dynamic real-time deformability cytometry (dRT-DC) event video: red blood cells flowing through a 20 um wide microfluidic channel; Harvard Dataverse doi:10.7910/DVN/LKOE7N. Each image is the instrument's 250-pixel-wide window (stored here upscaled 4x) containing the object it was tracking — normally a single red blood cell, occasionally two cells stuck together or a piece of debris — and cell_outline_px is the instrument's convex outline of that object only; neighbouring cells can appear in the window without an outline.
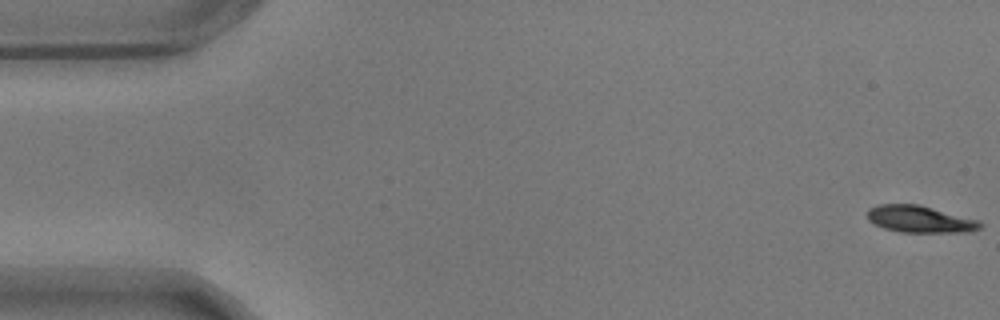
{"species": "common noctule bat (a hibernating species)", "species_latin": "Nyctalus noctula", "temperature_condition": "warm", "stored_images_in_passage": 58, "camera_frame_rate_fps": 3000, "um_per_image_px": 0.085, "animal": {"sex": "male", "body_mass_g": 17.9}, "frame": {"image": 1, "passage_image": 1, "time_ms": 0.0, "image_size_px": [1000, 320], "cell_outline_px": [[984, 224], [980, 228], [968, 232], [900, 232], [884, 228], [868, 220], [868, 208], [876, 204], [920, 204], [980, 220]], "centroid_in_image_um": [78.22, 18.62], "position_along_channel_um": 6.8, "area_um2": 17.86}}
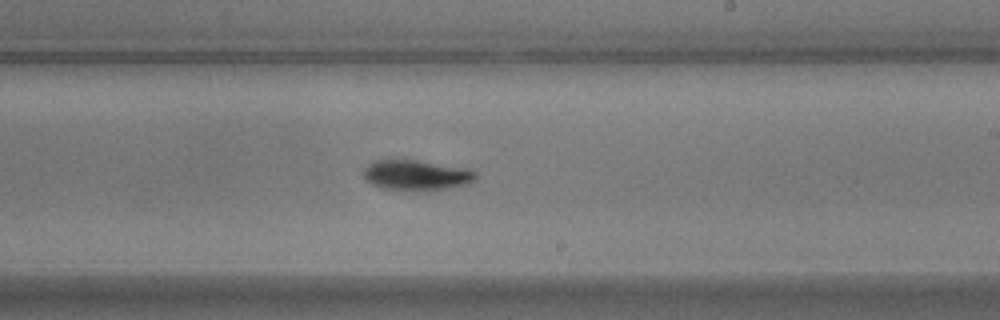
{"frame": {"image": 2, "passage_image": 34, "time_ms": 11.0, "image_size_px": [1000, 320], "cell_outline_px": [[476, 180], [468, 184], [428, 192], [420, 192], [384, 188], [372, 184], [364, 176], [364, 168], [372, 160], [416, 160], [468, 168], [476, 172]], "centroid_in_image_um": [35.43, 14.9], "position_along_channel_um": 253.6, "area_um2": 20.11}}
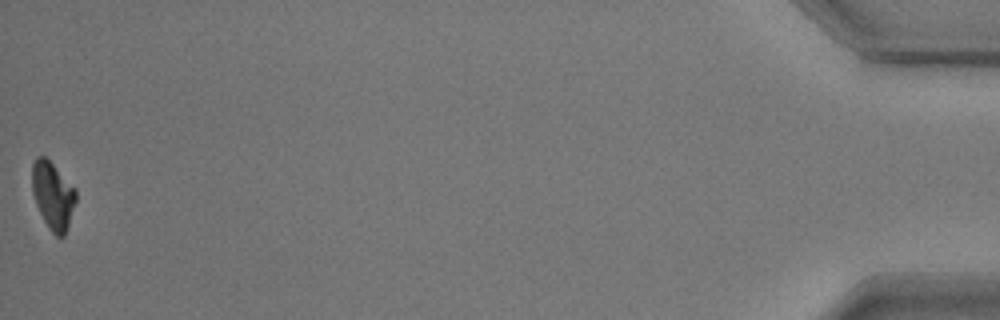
{"frame": {"image": 3, "passage_image": 58, "time_ms": 19.0, "image_size_px": [1000, 320], "cell_outline_px": [[76, 200], [64, 236], [56, 236], [48, 228], [36, 204], [32, 192], [32, 164], [36, 156], [44, 156], [76, 188]], "centroid_in_image_um": [4.48, 16.6], "position_along_channel_um": 430.7, "area_um2": 16.99}, "authors_computed_cell_mechanics": {"area_um2": 18.8717, "velocity_mm_per_s": 3.4623, "shape_relaxation_time_tau1_ms": 3.2199, "shape_relaxation_time_tau2_ms": 6.5819, "deformation_change_tau1": 0.1433, "deformation_change_tau2": 0.0876}}